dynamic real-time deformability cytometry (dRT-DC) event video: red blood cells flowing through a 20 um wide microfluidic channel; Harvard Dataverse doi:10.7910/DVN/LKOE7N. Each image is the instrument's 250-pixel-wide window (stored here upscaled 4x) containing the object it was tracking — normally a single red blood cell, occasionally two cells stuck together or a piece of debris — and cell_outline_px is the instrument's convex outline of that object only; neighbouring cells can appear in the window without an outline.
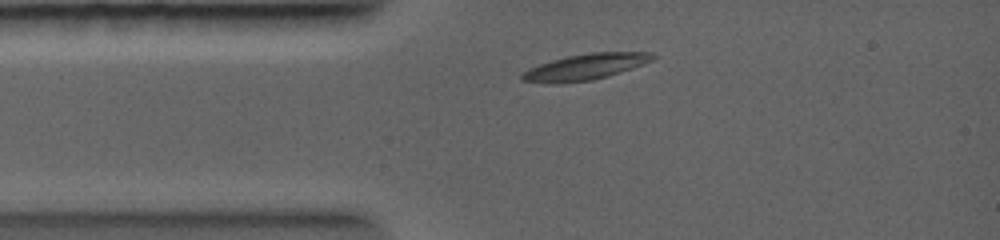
{"species": "common noctule bat (a hibernating species)", "species_latin": "Nyctalus noctula", "temperature_condition": "warm", "stored_images_in_passage": 3, "camera_frame_rate_fps": 5000, "um_per_image_px": 0.085, "animal": {"sex": "female", "body_mass_g": 19.0, "forearm_length_mm": 56.7}, "frame": {"image": 1, "passage_image": 2, "time_ms": 0.8, "image_size_px": [1000, 240], "cell_outline_px": [[656, 56], [652, 60], [644, 64], [632, 68], [592, 80], [556, 84], [552, 84], [524, 80], [520, 76], [528, 68], [552, 60], [568, 56], [592, 52], [652, 52]], "centroid_in_image_um": [49.76, 5.68], "position_along_channel_um": 35.2, "area_um2": 19.54}}